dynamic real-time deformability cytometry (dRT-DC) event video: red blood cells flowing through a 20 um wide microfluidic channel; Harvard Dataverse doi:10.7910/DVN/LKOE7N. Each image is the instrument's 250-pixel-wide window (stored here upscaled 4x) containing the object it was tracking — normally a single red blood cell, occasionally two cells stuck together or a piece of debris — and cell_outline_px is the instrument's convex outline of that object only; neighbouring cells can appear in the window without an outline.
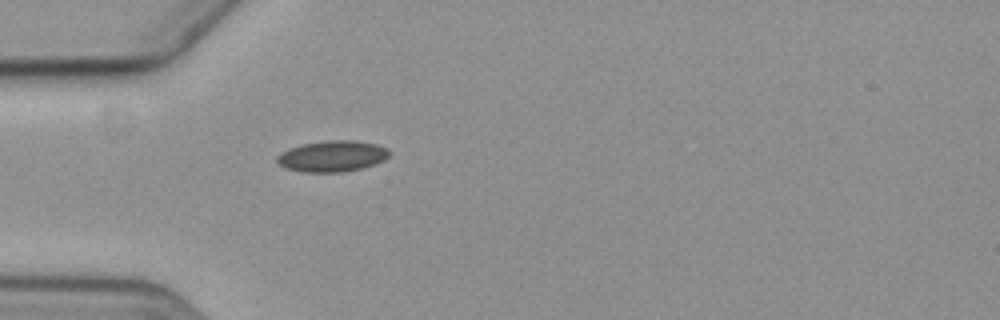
{"species": "common noctule bat (a hibernating species)", "species_latin": "Nyctalus noctula", "temperature_condition": "cold", "stored_images_in_passage": 3, "camera_frame_rate_fps": 3000, "um_per_image_px": 0.085, "animal": {"sex": "female", "body_mass_g": 19.3, "forearm_length_mm": 54.1}, "frame": {"image": 1, "passage_image": 3, "time_ms": 3.0, "image_size_px": [1000, 320], "cell_outline_px": [[388, 156], [384, 160], [376, 164], [344, 172], [304, 172], [284, 168], [276, 160], [276, 156], [280, 152], [288, 148], [300, 144], [328, 140], [356, 140], [376, 144], [388, 148]], "centroid_in_image_um": [28.21, 13.27], "position_along_channel_um": 56.8, "area_um2": 20.52}}